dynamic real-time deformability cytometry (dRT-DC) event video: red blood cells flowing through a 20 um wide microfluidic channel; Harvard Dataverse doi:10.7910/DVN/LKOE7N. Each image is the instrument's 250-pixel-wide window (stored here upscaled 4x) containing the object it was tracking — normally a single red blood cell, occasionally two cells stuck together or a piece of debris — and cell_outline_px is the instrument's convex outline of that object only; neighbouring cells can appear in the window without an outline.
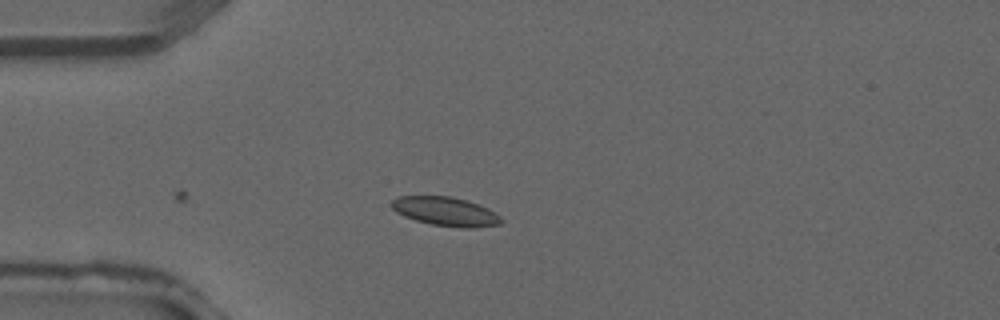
{"species": "common noctule bat (a hibernating species)", "species_latin": "Nyctalus noctula", "temperature_condition": "warm", "stored_images_in_passage": 3, "camera_frame_rate_fps": 3000, "um_per_image_px": 0.085, "animal": {"sex": "male", "forearm_length_mm": 52.5}, "frame": {"image": 1, "passage_image": 3, "time_ms": 0.667, "image_size_px": [1000, 320], "cell_outline_px": [[504, 220], [500, 224], [472, 228], [464, 228], [432, 224], [416, 220], [404, 216], [396, 212], [388, 204], [396, 196], [452, 196], [488, 208], [500, 216]], "centroid_in_image_um": [37.84, 17.97], "position_along_channel_um": 47.2, "area_um2": 18.44}}